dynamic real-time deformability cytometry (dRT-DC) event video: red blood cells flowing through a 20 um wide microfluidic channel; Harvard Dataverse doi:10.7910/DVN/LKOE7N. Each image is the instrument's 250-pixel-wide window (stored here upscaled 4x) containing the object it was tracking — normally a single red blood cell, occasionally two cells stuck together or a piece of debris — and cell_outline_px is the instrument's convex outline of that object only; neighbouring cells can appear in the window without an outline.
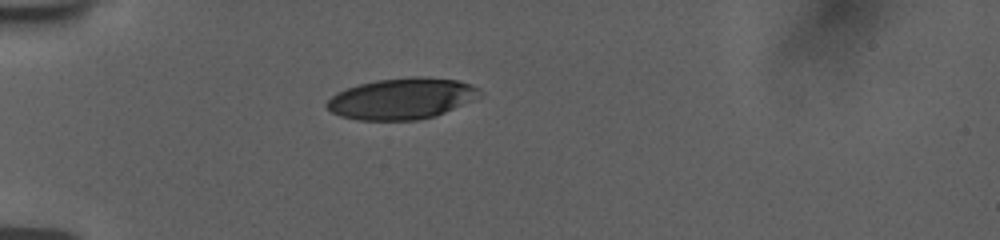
{"species": "human", "species_latin": "Homo sapiens", "temperature_condition": "room temperature", "stored_images_in_passage": 40, "camera_frame_rate_fps": 3000, "um_per_image_px": 0.085, "donor": {"sex": "female"}, "frame": {"image": 1, "passage_image": 1, "time_ms": 0.0, "image_size_px": [1000, 240], "cell_outline_px": [[484, 92], [480, 96], [472, 100], [436, 116], [416, 120], [356, 120], [340, 116], [332, 112], [324, 104], [336, 92], [360, 84], [376, 80], [416, 76], [456, 80], [472, 84]], "centroid_in_image_um": [34.15, 8.39], "position_along_channel_um": 50.9, "area_um2": 36.59}}
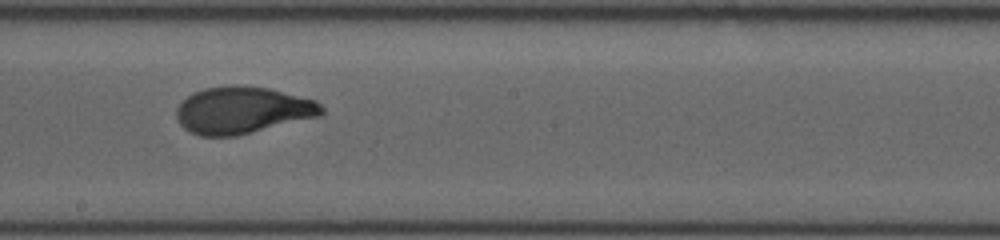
{"frame": {"image": 2, "passage_image": 17, "time_ms": 5.333, "image_size_px": [1000, 240], "cell_outline_px": [[324, 116], [236, 136], [200, 136], [188, 132], [180, 124], [176, 116], [176, 108], [192, 92], [204, 88], [232, 84], [236, 84], [268, 88], [316, 100], [324, 108]], "centroid_in_image_um": [20.64, 9.37], "position_along_channel_um": 227.6, "area_um2": 40.29}}
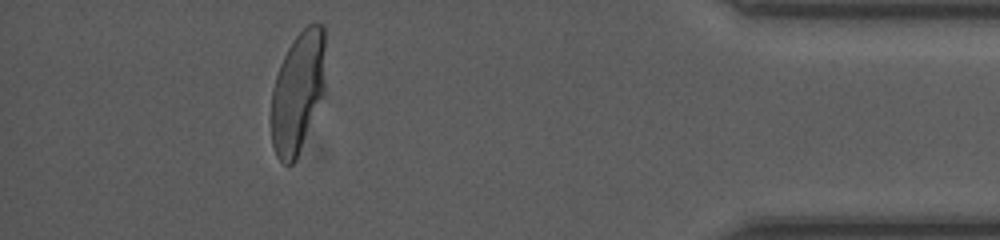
{"frame": {"image": 3, "passage_image": 35, "time_ms": 11.333, "image_size_px": [1000, 240], "cell_outline_px": [[324, 96], [300, 148], [292, 164], [284, 164], [276, 156], [272, 144], [272, 88], [280, 64], [292, 40], [308, 24], [324, 24]], "centroid_in_image_um": [25.32, 7.8], "position_along_channel_um": 409.9, "area_um2": 37.86}, "authors_computed_cell_mechanics": {"area_um2": 39.4774, "velocity_mm_per_s": 3.7452, "shape_relaxation_time_tau1_ms": 4.0584, "shape_relaxation_time_tau2_ms": null, "deformation_change_tau1": 0.1916, "deformation_change_tau2": null}}